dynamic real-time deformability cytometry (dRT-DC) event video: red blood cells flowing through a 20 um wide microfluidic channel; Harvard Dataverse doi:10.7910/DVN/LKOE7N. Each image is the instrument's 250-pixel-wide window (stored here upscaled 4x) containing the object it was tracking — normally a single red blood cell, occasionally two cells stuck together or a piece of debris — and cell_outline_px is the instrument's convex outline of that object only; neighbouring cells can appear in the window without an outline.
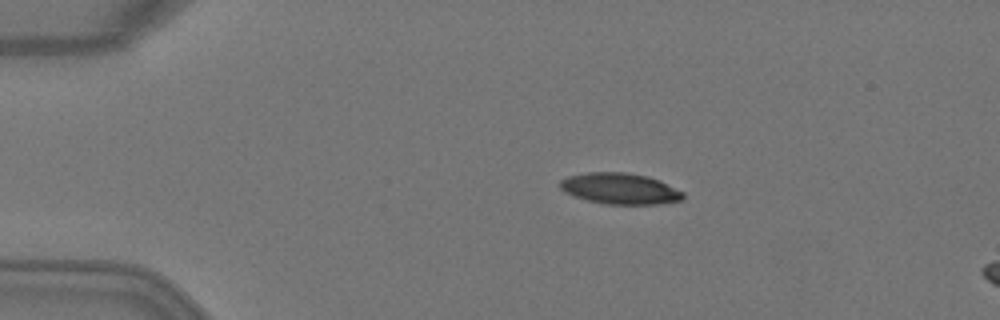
{"species": "Egyptian fruit bat (a non-hibernating species)", "species_latin": "Rousettus aegyptiacus", "temperature_condition": "warm", "stored_images_in_passage": 4, "camera_frame_rate_fps": 3000, "um_per_image_px": 0.085, "animal": {"sex": "female"}, "frame": {"image": 1, "passage_image": 2, "time_ms": 0.333, "image_size_px": [1000, 320], "cell_outline_px": [[684, 200], [660, 204], [608, 204], [588, 200], [572, 196], [564, 192], [560, 188], [560, 180], [568, 176], [588, 172], [624, 172], [648, 176], [660, 180], [684, 192]], "centroid_in_image_um": [52.72, 16.03], "position_along_channel_um": 32.3, "area_um2": 22.43}}
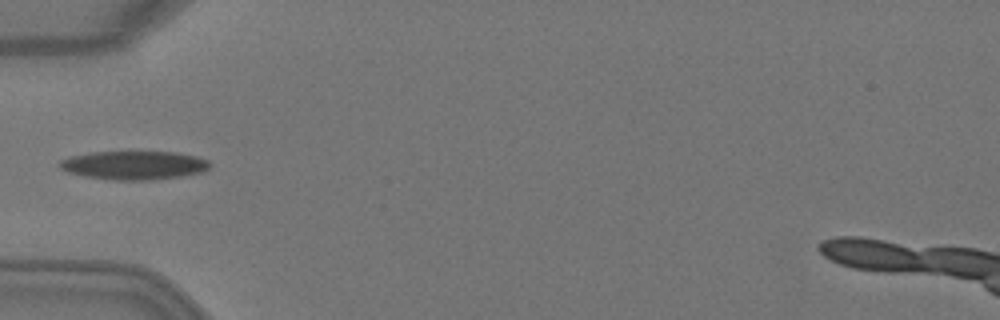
{"frame": {"image": 2, "passage_image": 4, "time_ms": 1.0, "image_size_px": [1000, 320], "cell_outline_px": [[212, 164], [204, 172], [180, 176], [148, 180], [116, 180], [84, 176], [68, 172], [60, 168], [60, 160], [68, 156], [92, 152], [176, 152], [196, 156], [208, 160]], "centroid_in_image_um": [11.4, 14.04], "position_along_channel_um": 73.6, "area_um2": 25.03}}